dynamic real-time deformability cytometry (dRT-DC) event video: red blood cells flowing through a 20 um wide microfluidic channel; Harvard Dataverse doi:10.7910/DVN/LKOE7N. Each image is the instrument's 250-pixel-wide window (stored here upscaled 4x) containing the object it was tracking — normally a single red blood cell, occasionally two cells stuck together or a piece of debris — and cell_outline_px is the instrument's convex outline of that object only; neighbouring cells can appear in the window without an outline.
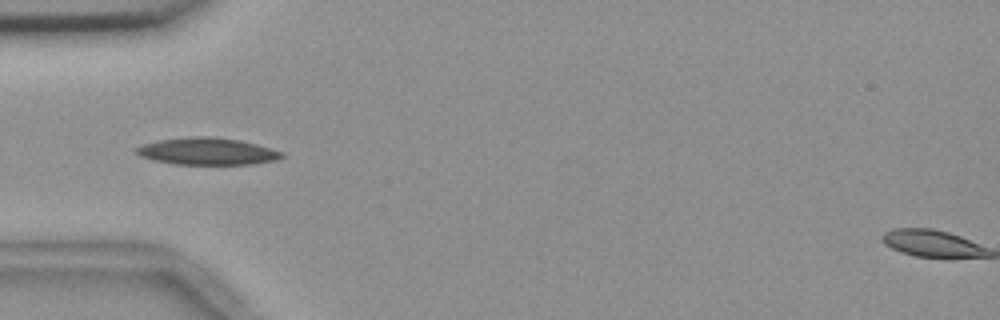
{"species": "common noctule bat (a hibernating species)", "species_latin": "Nyctalus noctula", "temperature_condition": "room temperature", "stored_images_in_passage": 8, "camera_frame_rate_fps": 3000, "um_per_image_px": 0.085, "animal": {"sex": "female", "body_mass_g": 18.4}, "frame": {"image": 1, "passage_image": 4, "time_ms": 1.0, "image_size_px": [1000, 320], "cell_outline_px": [[284, 156], [276, 160], [252, 164], [172, 164], [152, 160], [140, 156], [132, 148], [140, 144], [160, 140], [200, 136], [208, 136], [240, 140], [256, 144], [284, 152]], "centroid_in_image_um": [17.58, 12.87], "position_along_channel_um": 67.4, "area_um2": 22.95}}